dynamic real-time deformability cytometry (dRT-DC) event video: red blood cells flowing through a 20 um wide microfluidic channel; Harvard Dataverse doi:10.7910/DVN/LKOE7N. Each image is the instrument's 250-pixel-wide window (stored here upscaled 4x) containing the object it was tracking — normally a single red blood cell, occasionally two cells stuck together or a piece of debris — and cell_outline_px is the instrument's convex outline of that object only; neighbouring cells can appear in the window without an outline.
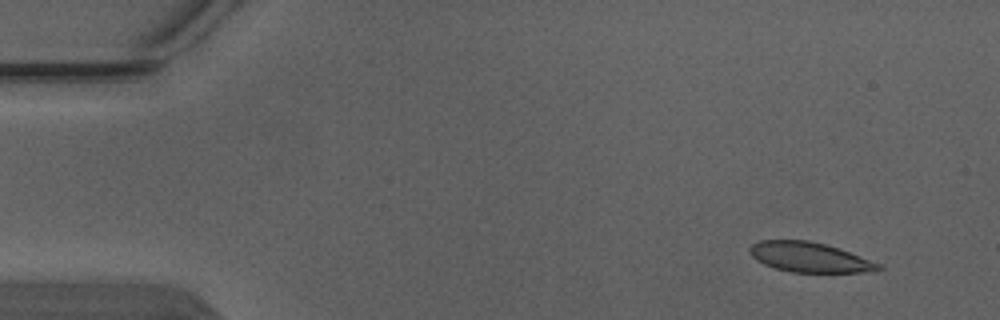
{"species": "Egyptian fruit bat (a non-hibernating species)", "species_latin": "Rousettus aegyptiacus", "temperature_condition": "warm", "stored_images_in_passage": 4, "camera_frame_rate_fps": 3000, "um_per_image_px": 0.085, "animal": {"sex": "male"}, "frame": {"image": 1, "passage_image": 1, "time_ms": 0.0, "image_size_px": [1000, 320], "cell_outline_px": [[884, 268], [876, 272], [792, 272], [772, 268], [756, 260], [752, 256], [748, 248], [752, 244], [760, 240], [808, 240], [824, 244], [848, 252], [880, 264]], "centroid_in_image_um": [68.78, 21.87], "position_along_channel_um": 16.2, "area_um2": 22.31}}